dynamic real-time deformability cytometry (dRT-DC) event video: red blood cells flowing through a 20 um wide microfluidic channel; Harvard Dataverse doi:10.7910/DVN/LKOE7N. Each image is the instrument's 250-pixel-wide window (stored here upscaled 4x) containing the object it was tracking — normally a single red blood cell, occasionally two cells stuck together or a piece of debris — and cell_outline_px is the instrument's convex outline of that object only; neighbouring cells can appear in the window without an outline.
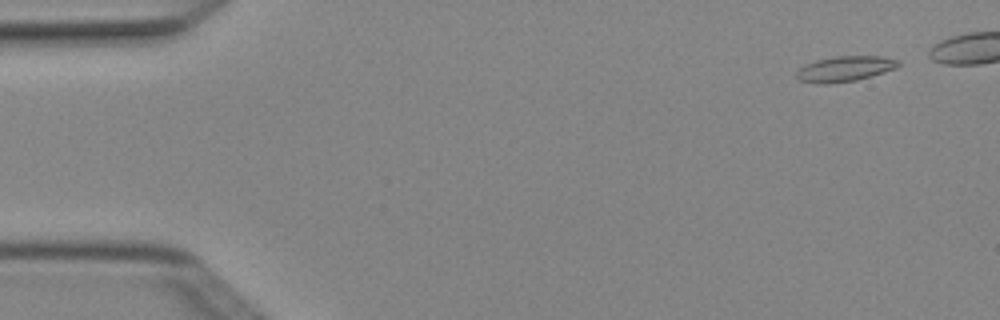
{"species": "Egyptian fruit bat (a non-hibernating species)", "species_latin": "Rousettus aegyptiacus", "temperature_condition": "cold", "stored_images_in_passage": 5, "camera_frame_rate_fps": 3000, "um_per_image_px": 0.085, "animal": {"sex": "female"}, "frame": {"image": 1, "passage_image": 1, "time_ms": 0.0, "image_size_px": [1000, 320], "cell_outline_px": [[900, 64], [896, 68], [884, 72], [856, 80], [828, 84], [816, 84], [800, 80], [796, 76], [796, 72], [804, 64], [816, 60], [832, 56], [884, 56], [900, 60]], "centroid_in_image_um": [71.81, 5.84], "position_along_channel_um": 13.2, "area_um2": 15.2}}